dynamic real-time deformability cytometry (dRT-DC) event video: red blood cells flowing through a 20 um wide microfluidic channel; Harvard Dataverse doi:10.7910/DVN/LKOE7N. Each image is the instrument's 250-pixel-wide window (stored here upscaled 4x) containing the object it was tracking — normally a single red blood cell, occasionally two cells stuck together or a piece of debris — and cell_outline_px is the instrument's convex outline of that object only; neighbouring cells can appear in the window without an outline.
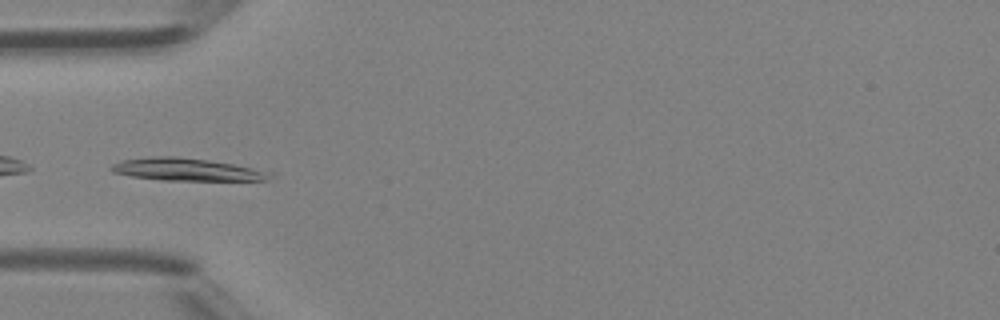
{"species": "Egyptian fruit bat (a non-hibernating species)", "species_latin": "Rousettus aegyptiacus", "temperature_condition": "room temperature", "stored_images_in_passage": 43, "camera_frame_rate_fps": 3000, "um_per_image_px": 0.085, "animal": {"sex": "female"}, "frame": {"image": 1, "passage_image": 13, "time_ms": 4.0, "image_size_px": [1000, 320], "cell_outline_px": [[276, 176], [264, 180], [160, 180], [132, 176], [112, 172], [108, 168], [112, 164], [124, 160], [156, 156], [176, 156], [208, 160], [232, 164], [276, 172]], "centroid_in_image_um": [15.92, 14.41], "position_along_channel_um": 69.1, "area_um2": 20.81}, "authors_computed_cell_mechanics": {"area_um2": 19.363, "velocity_mm_per_s": 4.4497, "shape_relaxation_time_tau1_ms": 1.9952, "shape_relaxation_time_tau2_ms": null, "deformation_change_tau1": 0.1352, "deformation_change_tau2": null}}